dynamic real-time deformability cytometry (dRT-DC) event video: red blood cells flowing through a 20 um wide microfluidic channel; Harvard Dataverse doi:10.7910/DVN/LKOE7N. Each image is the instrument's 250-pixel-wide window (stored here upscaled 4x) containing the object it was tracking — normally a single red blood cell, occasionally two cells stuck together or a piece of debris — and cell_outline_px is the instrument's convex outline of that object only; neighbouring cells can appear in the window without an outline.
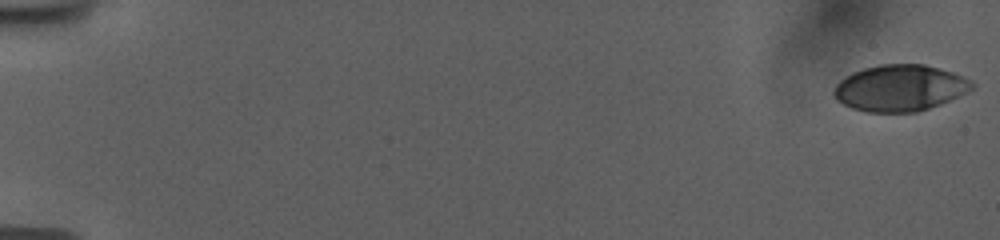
{"species": "human", "species_latin": "Homo sapiens", "temperature_condition": "room temperature", "stored_images_in_passage": 56, "camera_frame_rate_fps": 3000, "um_per_image_px": 0.085, "donor": {"sex": "female"}, "frame": {"image": 1, "passage_image": 1, "time_ms": 0.0, "image_size_px": [1000, 240], "cell_outline_px": [[976, 88], [968, 92], [940, 104], [916, 112], [864, 112], [852, 108], [844, 104], [832, 92], [836, 84], [840, 80], [852, 72], [864, 68], [880, 64], [924, 64], [952, 72], [964, 76], [972, 80], [976, 84]], "centroid_in_image_um": [76.53, 7.47], "position_along_channel_um": 8.5, "area_um2": 37.4}}
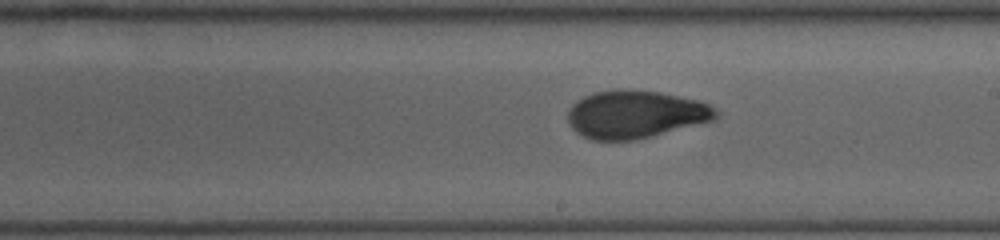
{"frame": {"image": 2, "passage_image": 34, "time_ms": 11.0, "image_size_px": [1000, 240], "cell_outline_px": [[720, 112], [716, 120], [636, 140], [592, 140], [576, 132], [568, 124], [568, 112], [572, 104], [584, 96], [596, 92], [620, 88], [660, 92], [700, 100], [708, 104]], "centroid_in_image_um": [54.04, 9.71], "position_along_channel_um": 235.0, "area_um2": 41.56}}
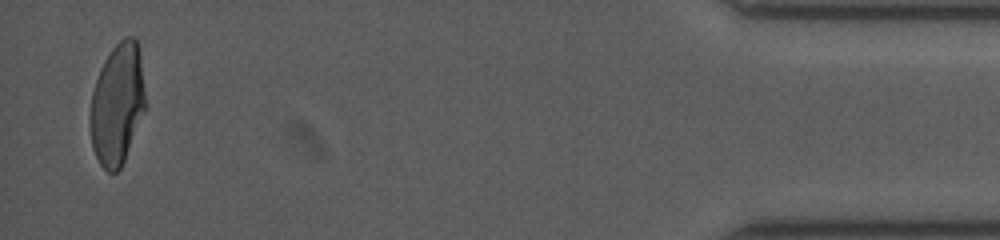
{"frame": {"image": 3, "passage_image": 55, "time_ms": 18.0, "image_size_px": [1000, 240], "cell_outline_px": [[148, 104], [124, 160], [120, 168], [116, 172], [108, 172], [100, 164], [92, 148], [88, 120], [88, 116], [92, 92], [100, 68], [104, 60], [112, 48], [124, 36], [136, 36], [140, 56]], "centroid_in_image_um": [9.97, 8.83], "position_along_channel_um": 425.2, "area_um2": 39.77}, "authors_computed_cell_mechanics": {"area_um2": 39.882, "velocity_mm_per_s": 3.7629, "shape_relaxation_time_tau1_ms": 5.9711, "shape_relaxation_time_tau2_ms": 0.9984, "deformation_change_tau1": 0.2022, "deformation_change_tau2": 0.0598}}